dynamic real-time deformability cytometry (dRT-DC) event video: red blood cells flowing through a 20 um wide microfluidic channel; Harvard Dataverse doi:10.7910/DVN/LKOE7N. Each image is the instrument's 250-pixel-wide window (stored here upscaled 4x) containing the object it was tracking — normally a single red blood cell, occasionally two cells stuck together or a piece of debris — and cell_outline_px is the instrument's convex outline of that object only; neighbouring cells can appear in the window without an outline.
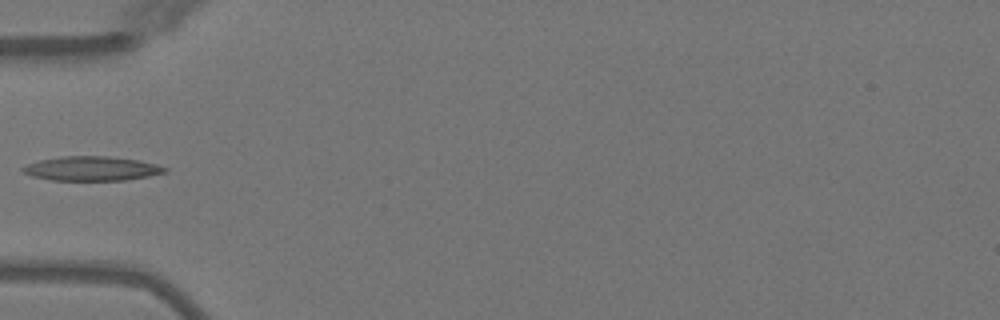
{"species": "Egyptian fruit bat (a non-hibernating species)", "species_latin": "Rousettus aegyptiacus", "temperature_condition": "warm", "stored_images_in_passage": 1, "camera_frame_rate_fps": 3000, "um_per_image_px": 0.085, "animal": {"sex": "female"}, "frame": {"image": 1, "passage_image": 1, "time_ms": 0.0, "image_size_px": [1000, 320], "cell_outline_px": [[168, 172], [128, 180], [52, 180], [32, 176], [24, 172], [20, 168], [28, 164], [40, 160], [64, 156], [108, 156], [140, 160], [156, 164], [168, 168]], "centroid_in_image_um": [7.84, 14.32], "position_along_channel_um": 77.2, "area_um2": 20.11}}